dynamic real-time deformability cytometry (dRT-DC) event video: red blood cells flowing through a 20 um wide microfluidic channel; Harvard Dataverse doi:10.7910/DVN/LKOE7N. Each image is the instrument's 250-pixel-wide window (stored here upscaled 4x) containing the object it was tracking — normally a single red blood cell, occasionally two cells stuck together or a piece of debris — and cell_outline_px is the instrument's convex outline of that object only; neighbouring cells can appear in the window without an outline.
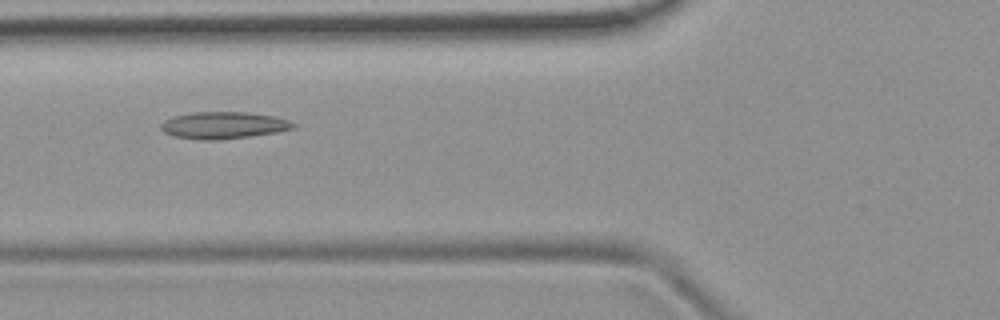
{"species": "common noctule bat (a hibernating species)", "species_latin": "Nyctalus noctula", "temperature_condition": "room temperature", "stored_images_in_passage": 6, "camera_frame_rate_fps": 3000, "um_per_image_px": 0.085, "animal": {"sex": "female", "body_mass_g": 19.9}, "frame": {"image": 1, "passage_image": 4, "time_ms": 4.333, "image_size_px": [1000, 320], "cell_outline_px": [[296, 128], [280, 132], [252, 136], [220, 140], [204, 140], [172, 136], [164, 132], [160, 128], [160, 124], [164, 120], [176, 116], [192, 112], [244, 112], [276, 116], [288, 120], [296, 124]], "centroid_in_image_um": [19.03, 10.65], "position_along_channel_um": 106.8, "area_um2": 20.98}}
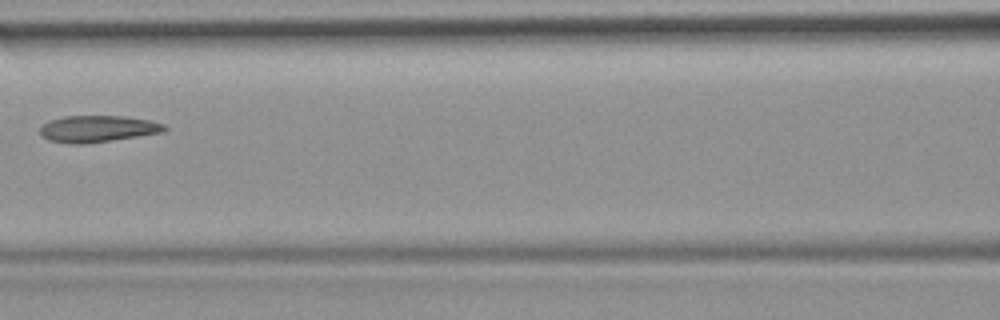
{"frame": {"image": 2, "passage_image": 5, "time_ms": 5.667, "image_size_px": [1000, 320], "cell_outline_px": [[168, 128], [164, 132], [84, 144], [72, 144], [48, 140], [40, 132], [40, 128], [48, 120], [64, 116], [124, 116], [152, 120], [164, 124]], "centroid_in_image_um": [8.32, 10.94], "position_along_channel_um": 158.3, "area_um2": 19.31}}
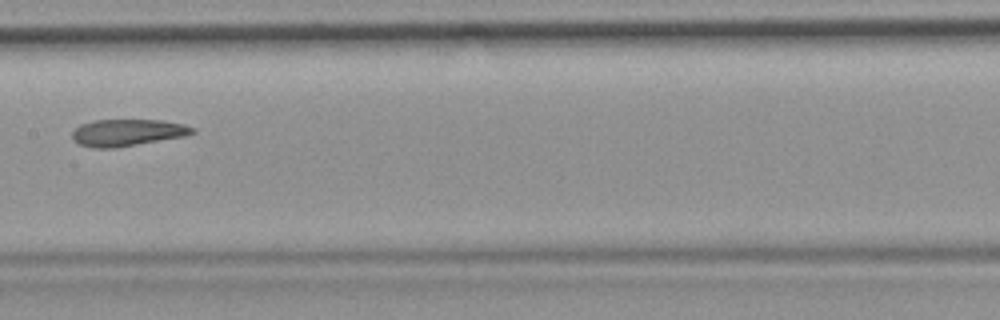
{"frame": {"image": 3, "passage_image": 6, "time_ms": 6.667, "image_size_px": [1000, 320], "cell_outline_px": [[196, 132], [184, 136], [112, 148], [92, 148], [80, 144], [72, 136], [72, 132], [80, 124], [92, 120], [160, 120], [184, 124], [196, 128]], "centroid_in_image_um": [10.83, 11.25], "position_along_channel_um": 196.6, "area_um2": 18.61}}